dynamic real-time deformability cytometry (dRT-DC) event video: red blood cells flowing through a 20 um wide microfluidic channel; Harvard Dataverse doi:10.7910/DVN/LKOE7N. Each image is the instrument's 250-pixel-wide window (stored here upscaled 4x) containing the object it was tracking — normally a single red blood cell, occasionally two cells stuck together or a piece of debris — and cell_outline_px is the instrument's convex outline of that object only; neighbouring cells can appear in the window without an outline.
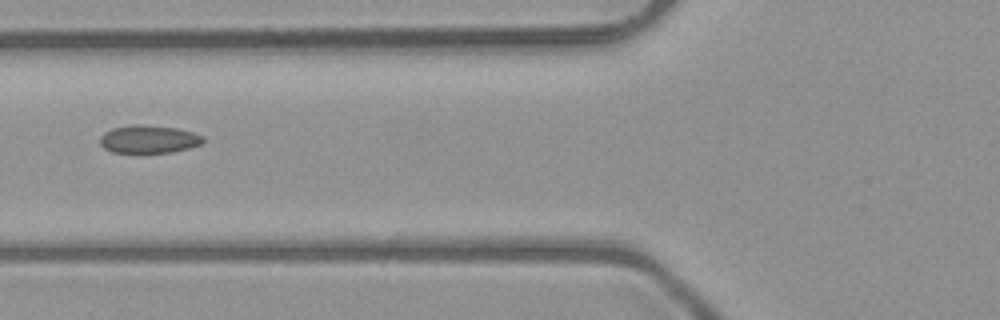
{"species": "common noctule bat (a hibernating species)", "species_latin": "Nyctalus noctula", "temperature_condition": "room temperature", "stored_images_in_passage": 4, "camera_frame_rate_fps": 3000, "um_per_image_px": 0.085, "animal": {"sex": "male", "body_mass_g": 23.1, "forearm_length_mm": 52.7}, "frame": {"image": 1, "passage_image": 3, "time_ms": 0.667, "image_size_px": [1000, 320], "cell_outline_px": [[204, 140], [200, 144], [188, 148], [172, 152], [112, 152], [104, 148], [100, 144], [100, 136], [104, 132], [112, 128], [132, 124], [140, 124], [176, 128], [192, 132], [204, 136]], "centroid_in_image_um": [12.62, 11.82], "position_along_channel_um": 113.2, "area_um2": 16.7}}
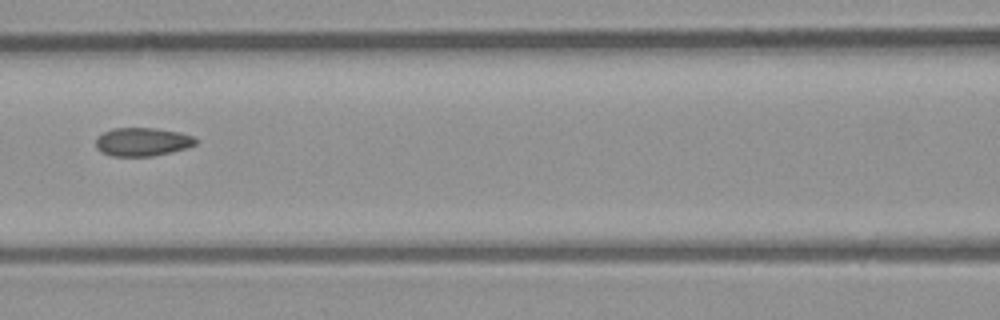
{"frame": {"image": 2, "passage_image": 4, "time_ms": 1.0, "image_size_px": [1000, 320], "cell_outline_px": [[196, 144], [188, 148], [172, 152], [152, 156], [112, 156], [100, 152], [96, 148], [96, 136], [112, 128], [156, 128], [180, 132], [192, 136], [196, 140]], "centroid_in_image_um": [12.08, 12.06], "position_along_channel_um": 154.5, "area_um2": 16.7}}